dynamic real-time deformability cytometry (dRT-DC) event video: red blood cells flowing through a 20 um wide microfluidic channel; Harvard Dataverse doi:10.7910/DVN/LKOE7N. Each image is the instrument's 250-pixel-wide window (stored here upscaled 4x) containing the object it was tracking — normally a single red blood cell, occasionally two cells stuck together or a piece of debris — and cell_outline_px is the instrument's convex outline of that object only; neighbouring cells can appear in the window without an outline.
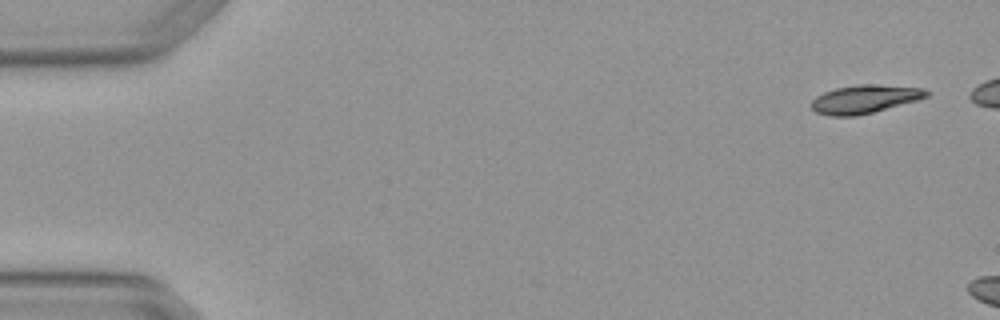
{"species": "Egyptian fruit bat (a non-hibernating species)", "species_latin": "Rousettus aegyptiacus", "temperature_condition": "warm", "stored_images_in_passage": 3, "camera_frame_rate_fps": 3000, "um_per_image_px": 0.085, "animal": {"sex": "female"}, "frame": {"image": 1, "passage_image": 1, "time_ms": 0.0, "image_size_px": [1000, 320], "cell_outline_px": [[928, 96], [916, 100], [872, 112], [856, 116], [828, 116], [816, 112], [812, 108], [812, 100], [816, 96], [824, 92], [836, 88], [860, 84], [880, 84], [924, 88], [928, 92]], "centroid_in_image_um": [73.47, 8.42], "position_along_channel_um": 11.5, "area_um2": 18.84}}